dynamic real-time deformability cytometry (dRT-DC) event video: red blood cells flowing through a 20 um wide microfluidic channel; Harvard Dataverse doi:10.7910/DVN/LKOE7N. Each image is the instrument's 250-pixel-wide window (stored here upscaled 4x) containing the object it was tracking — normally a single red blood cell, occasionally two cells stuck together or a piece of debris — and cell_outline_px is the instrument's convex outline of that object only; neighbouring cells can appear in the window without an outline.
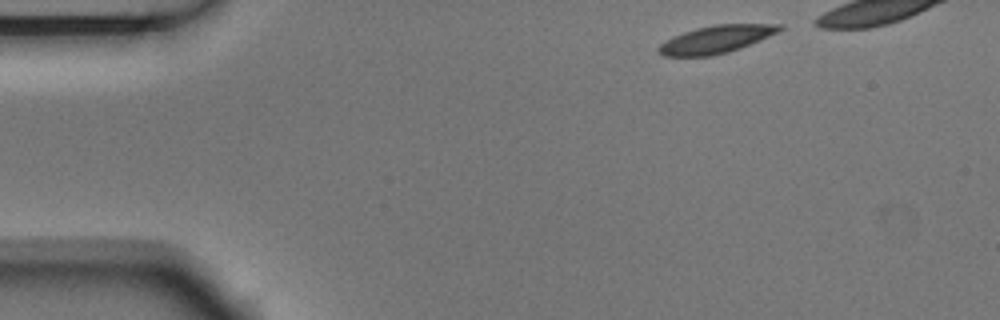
{"species": "Egyptian fruit bat (a non-hibernating species)", "species_latin": "Rousettus aegyptiacus", "temperature_condition": "room temperature", "stored_images_in_passage": 4, "camera_frame_rate_fps": 3000, "um_per_image_px": 0.085, "animal": {"sex": "male"}, "frame": {"image": 1, "passage_image": 1, "time_ms": 0.0, "image_size_px": [1000, 320], "cell_outline_px": [[784, 28], [768, 36], [740, 48], [728, 52], [712, 56], [664, 56], [656, 48], [660, 44], [672, 36], [696, 28], [712, 24], [784, 24]], "centroid_in_image_um": [60.85, 3.34], "position_along_channel_um": 24.2, "area_um2": 19.36}}